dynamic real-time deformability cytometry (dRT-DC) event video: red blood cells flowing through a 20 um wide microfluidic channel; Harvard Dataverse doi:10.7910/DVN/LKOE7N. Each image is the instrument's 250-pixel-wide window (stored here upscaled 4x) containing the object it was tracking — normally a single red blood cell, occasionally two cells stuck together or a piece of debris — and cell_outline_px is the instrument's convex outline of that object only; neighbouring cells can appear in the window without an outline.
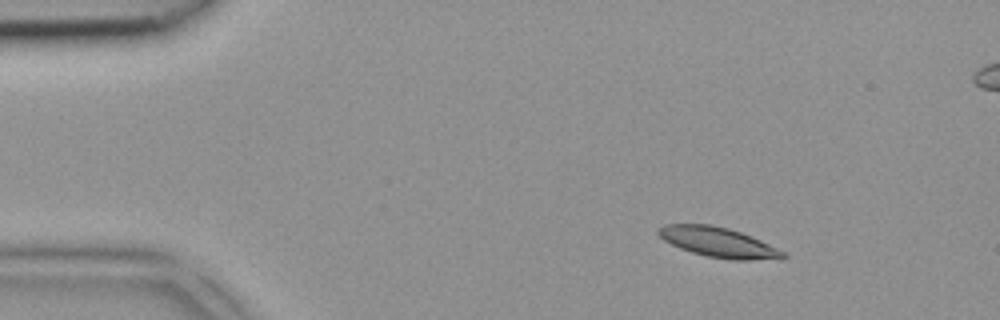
{"species": "common noctule bat (a hibernating species)", "species_latin": "Nyctalus noctula", "temperature_condition": "room temperature", "stored_images_in_passage": 4, "segment_of_instrument_passage": [1, 2], "camera_frame_rate_fps": 3000, "um_per_image_px": 0.085, "animal": {"sex": "female", "body_mass_g": 18.4}, "frame": {"image": 1, "passage_image": 1, "time_ms": 0.0, "image_size_px": [1000, 320], "cell_outline_px": [[788, 256], [784, 260], [732, 260], [708, 256], [692, 252], [680, 248], [664, 240], [656, 232], [656, 228], [664, 224], [712, 224], [728, 228], [752, 236], [784, 252]], "centroid_in_image_um": [61.09, 20.6], "position_along_channel_um": 23.9, "area_um2": 21.91}}